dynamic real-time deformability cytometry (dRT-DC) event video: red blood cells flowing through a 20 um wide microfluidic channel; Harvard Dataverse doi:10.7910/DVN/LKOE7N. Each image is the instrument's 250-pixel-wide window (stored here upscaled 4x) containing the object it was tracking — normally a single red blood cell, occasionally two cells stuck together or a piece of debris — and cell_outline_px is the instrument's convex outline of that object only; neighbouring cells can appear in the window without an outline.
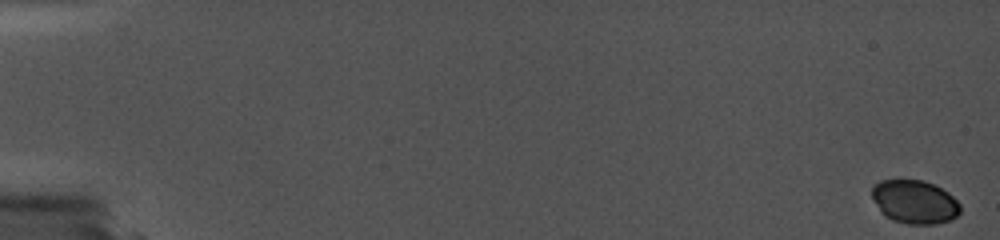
{"species": "common noctule bat (a hibernating species)", "species_latin": "Nyctalus noctula", "temperature_condition": "cold", "stored_images_in_passage": 10, "camera_frame_rate_fps": 5000, "um_per_image_px": 0.085, "animal": {"sex": "female", "body_mass_g": 19.0, "forearm_length_mm": 56.7}, "frame": {"image": 1, "passage_image": 1, "time_ms": 0.0, "image_size_px": [1000, 240], "cell_outline_px": [[960, 212], [956, 216], [948, 220], [936, 224], [908, 224], [892, 220], [884, 216], [880, 212], [872, 196], [872, 184], [880, 180], [924, 180], [948, 192], [960, 204]], "centroid_in_image_um": [77.71, 17.16], "position_along_channel_um": 7.3, "area_um2": 22.43}}
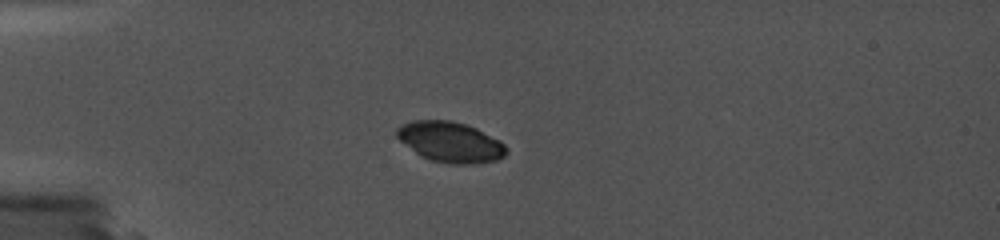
{"frame": {"image": 2, "passage_image": 7, "time_ms": 5.4, "image_size_px": [1000, 240], "cell_outline_px": [[508, 152], [504, 156], [496, 160], [472, 164], [452, 164], [432, 160], [420, 156], [400, 140], [396, 136], [396, 128], [412, 120], [452, 120], [476, 128], [500, 140], [508, 148]], "centroid_in_image_um": [38.3, 12.07], "position_along_channel_um": 46.7, "area_um2": 25.78}}
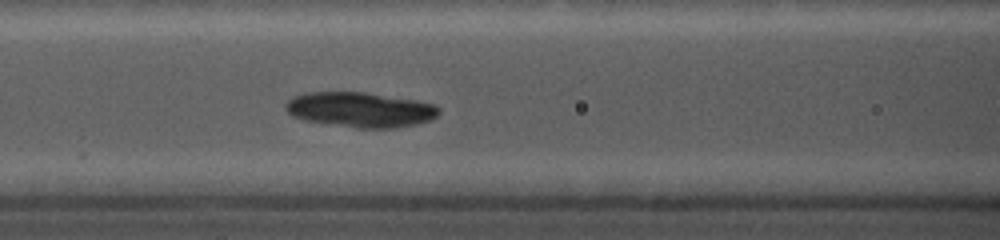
{"frame": {"image": 3, "passage_image": 10, "time_ms": 8.6, "image_size_px": [1000, 240], "cell_outline_px": [[440, 112], [432, 120], [416, 124], [396, 128], [356, 128], [304, 120], [292, 116], [284, 108], [284, 104], [292, 96], [304, 92], [364, 92], [416, 100], [436, 104], [440, 108]], "centroid_in_image_um": [30.62, 9.32], "position_along_channel_um": 136.0, "area_um2": 31.62}}